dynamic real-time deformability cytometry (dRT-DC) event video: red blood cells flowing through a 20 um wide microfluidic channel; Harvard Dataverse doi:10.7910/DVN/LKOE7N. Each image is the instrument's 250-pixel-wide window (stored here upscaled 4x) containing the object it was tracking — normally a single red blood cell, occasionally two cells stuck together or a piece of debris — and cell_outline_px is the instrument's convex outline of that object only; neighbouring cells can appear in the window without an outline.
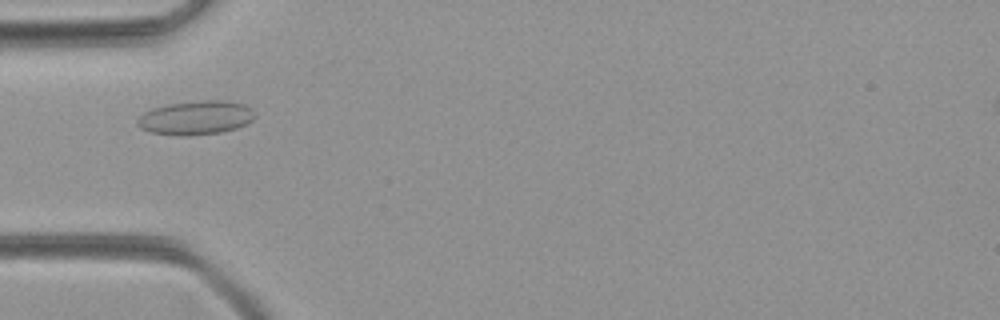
{"species": "common noctule bat (a hibernating species)", "species_latin": "Nyctalus noctula", "temperature_condition": "room temperature", "stored_images_in_passage": 43, "camera_frame_rate_fps": 3000, "um_per_image_px": 0.085, "animal": {"sex": "female", "body_mass_g": 21.9}, "frame": {"image": 1, "passage_image": 9, "time_ms": 2.667, "image_size_px": [1000, 320], "cell_outline_px": [[256, 116], [252, 120], [236, 128], [220, 132], [188, 136], [180, 136], [152, 132], [140, 128], [136, 124], [136, 120], [144, 112], [152, 108], [168, 104], [200, 100], [224, 100], [244, 104], [252, 108]], "centroid_in_image_um": [16.64, 10.0], "position_along_channel_um": 68.4, "area_um2": 23.29}}
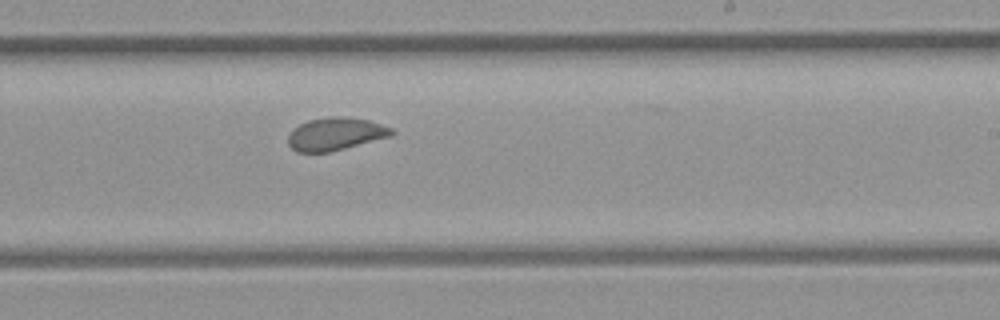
{"frame": {"image": 2, "passage_image": 23, "time_ms": 7.333, "image_size_px": [1000, 320], "cell_outline_px": [[396, 132], [392, 136], [328, 152], [296, 152], [288, 144], [288, 136], [292, 128], [308, 120], [332, 116], [344, 116], [368, 120], [392, 128]], "centroid_in_image_um": [28.51, 11.38], "position_along_channel_um": 260.5, "area_um2": 19.77}}
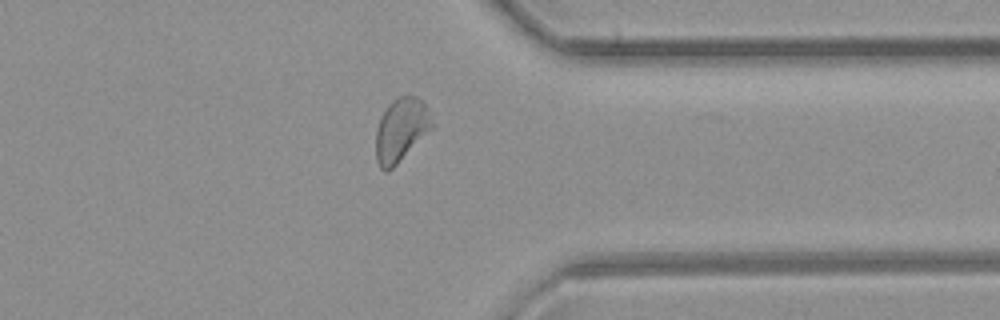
{"frame": {"image": 3, "passage_image": 32, "time_ms": 10.333, "image_size_px": [1000, 320], "cell_outline_px": [[436, 124], [388, 172], [384, 172], [380, 168], [376, 160], [376, 128], [380, 116], [388, 104], [392, 100], [400, 96], [416, 96], [428, 108]], "centroid_in_image_um": [34.08, 11.02], "position_along_channel_um": 377.3, "area_um2": 20.81}}